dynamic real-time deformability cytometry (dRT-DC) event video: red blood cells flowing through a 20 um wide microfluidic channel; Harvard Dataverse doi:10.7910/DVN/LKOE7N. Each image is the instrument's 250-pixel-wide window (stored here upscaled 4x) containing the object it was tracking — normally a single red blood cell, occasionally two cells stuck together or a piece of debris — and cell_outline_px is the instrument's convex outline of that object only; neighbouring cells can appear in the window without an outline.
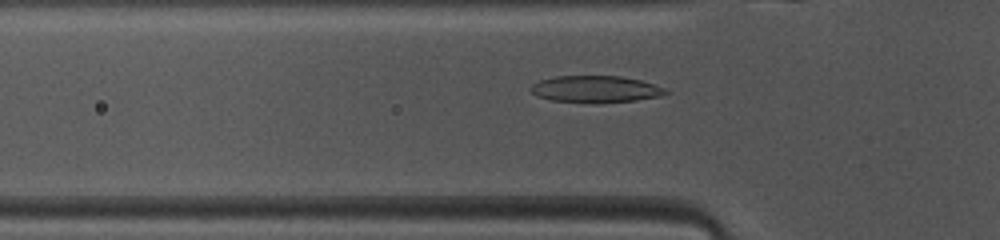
{"species": "common noctule bat (a hibernating species)", "species_latin": "Nyctalus noctula", "temperature_condition": "warm", "stored_images_in_passage": 46, "camera_frame_rate_fps": 3000, "um_per_image_px": 0.085, "animal": {"sex": "female", "body_mass_g": 10.0, "forearm_length_mm": 53.1}, "frame": {"image": 1, "passage_image": 13, "time_ms": 4.0, "image_size_px": [1000, 240], "cell_outline_px": [[672, 92], [660, 96], [636, 100], [552, 100], [536, 96], [528, 88], [532, 84], [540, 80], [556, 76], [620, 76], [640, 80], [664, 88]], "centroid_in_image_um": [50.61, 7.53], "position_along_channel_um": 75.2, "area_um2": 20.06}}
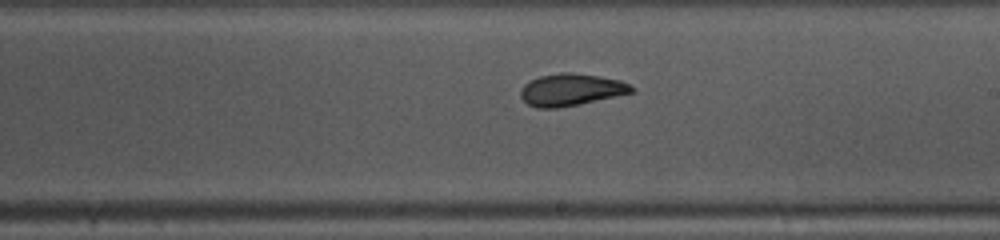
{"frame": {"image": 2, "passage_image": 25, "time_ms": 8.0, "image_size_px": [1000, 240], "cell_outline_px": [[636, 92], [580, 104], [560, 108], [536, 108], [528, 104], [520, 96], [520, 88], [528, 80], [540, 76], [560, 72], [572, 72], [600, 76], [620, 80], [636, 88]], "centroid_in_image_um": [48.54, 7.62], "position_along_channel_um": 240.5, "area_um2": 21.1}}
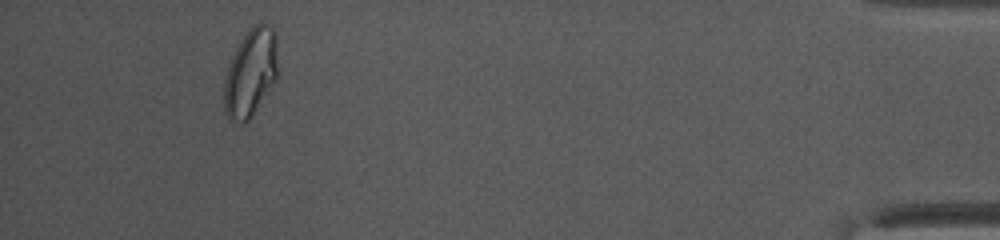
{"frame": {"image": 3, "passage_image": 43, "time_ms": 14.0, "image_size_px": [1000, 240], "cell_outline_px": [[276, 80], [252, 116], [248, 120], [232, 120], [224, 112], [224, 80], [232, 56], [240, 40], [248, 28], [252, 24], [260, 20], [272, 28], [276, 32]], "centroid_in_image_um": [21.3, 6.11], "position_along_channel_um": 413.9, "area_um2": 27.34}, "authors_computed_cell_mechanics": {"area_um2": 21.3571, "velocity_mm_per_s": 4.0992, "shape_relaxation_time_tau1_ms": 2.9298, "shape_relaxation_time_tau2_ms": 1.8475, "deformation_change_tau1": 0.151, "deformation_change_tau2": 0.0593}}